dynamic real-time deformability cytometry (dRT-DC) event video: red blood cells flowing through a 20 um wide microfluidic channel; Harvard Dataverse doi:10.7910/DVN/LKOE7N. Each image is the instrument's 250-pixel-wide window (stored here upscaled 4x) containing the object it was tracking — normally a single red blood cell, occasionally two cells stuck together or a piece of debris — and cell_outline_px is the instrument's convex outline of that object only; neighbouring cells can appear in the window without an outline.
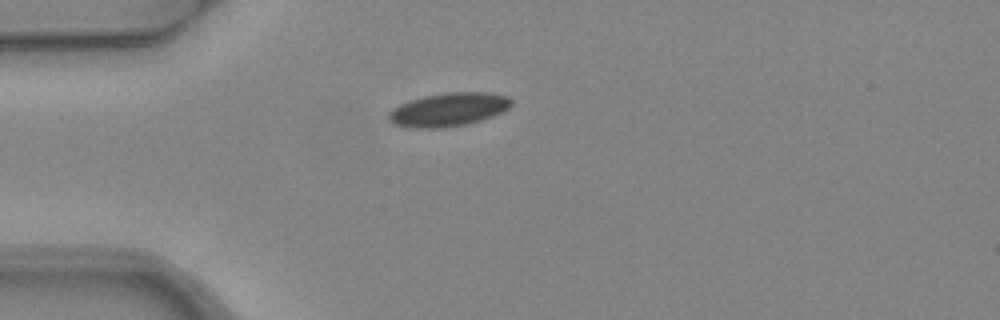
{"species": "common noctule bat (a hibernating species)", "species_latin": "Nyctalus noctula", "temperature_condition": "warm", "stored_images_in_passage": 1, "camera_frame_rate_fps": 3000, "um_per_image_px": 0.085, "animal": {"sex": "female", "body_mass_g": 24.6, "forearm_length_mm": 56.2}, "frame": {"image": 1, "passage_image": 1, "time_ms": 0.0, "image_size_px": [1000, 320], "cell_outline_px": [[512, 104], [508, 108], [492, 116], [480, 120], [464, 124], [444, 128], [408, 128], [392, 124], [388, 120], [388, 112], [392, 108], [408, 100], [424, 96], [448, 92], [488, 92], [508, 96], [512, 100]], "centroid_in_image_um": [38.07, 9.31], "position_along_channel_um": 46.9, "area_um2": 24.1}}